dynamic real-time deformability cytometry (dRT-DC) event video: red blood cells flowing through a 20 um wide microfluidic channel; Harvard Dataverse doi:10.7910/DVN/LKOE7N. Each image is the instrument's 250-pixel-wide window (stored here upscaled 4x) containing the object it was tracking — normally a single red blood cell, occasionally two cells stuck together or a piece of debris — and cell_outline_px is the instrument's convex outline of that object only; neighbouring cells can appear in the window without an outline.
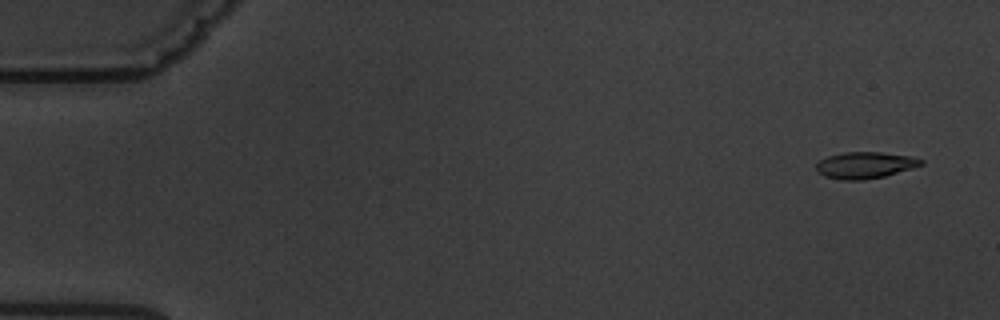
{"species": "common noctule bat (a hibernating species)", "species_latin": "Nyctalus noctula", "temperature_condition": "warm", "stored_images_in_passage": 5, "camera_frame_rate_fps": 3000, "um_per_image_px": 0.085, "animal": {"sex": "male", "body_mass_g": 19.5, "forearm_length_mm": 54.6}, "frame": {"image": 1, "passage_image": 1, "time_ms": 0.0, "image_size_px": [1000, 320], "cell_outline_px": [[924, 164], [912, 168], [884, 176], [864, 180], [840, 180], [824, 176], [816, 172], [816, 164], [820, 160], [828, 156], [844, 152], [880, 152], [912, 156], [924, 160]], "centroid_in_image_um": [73.52, 14.04], "position_along_channel_um": 11.5, "area_um2": 16.3}}